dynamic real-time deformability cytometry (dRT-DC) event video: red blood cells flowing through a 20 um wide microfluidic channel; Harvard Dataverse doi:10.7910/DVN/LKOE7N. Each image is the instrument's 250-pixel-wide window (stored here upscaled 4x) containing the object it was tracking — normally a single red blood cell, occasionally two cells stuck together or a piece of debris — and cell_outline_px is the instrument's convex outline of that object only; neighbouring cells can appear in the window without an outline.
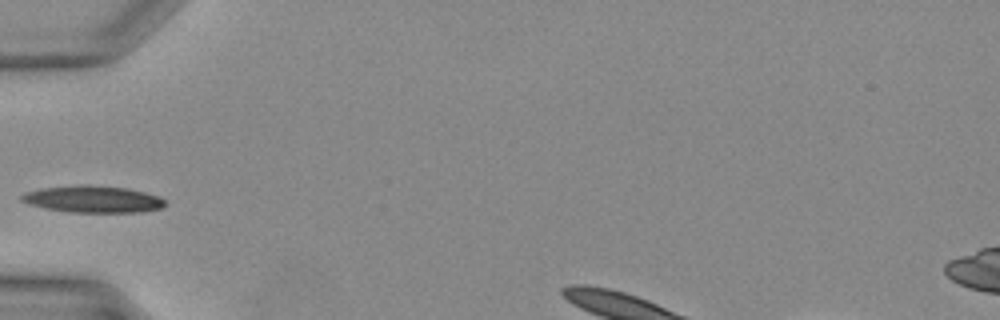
{"species": "Egyptian fruit bat (a non-hibernating species)", "species_latin": "Rousettus aegyptiacus", "temperature_condition": "warm", "stored_images_in_passage": 12, "camera_frame_rate_fps": 3000, "um_per_image_px": 0.085, "animal": {"sex": "female"}, "frame": {"image": 1, "passage_image": 1, "time_ms": 0.0, "image_size_px": [1000, 320], "cell_outline_px": [[168, 204], [160, 208], [140, 212], [68, 212], [44, 208], [20, 200], [20, 196], [24, 192], [40, 188], [76, 184], [92, 184], [128, 188], [160, 196], [168, 200]], "centroid_in_image_um": [7.92, 16.91], "position_along_channel_um": 77.1, "area_um2": 22.89}}
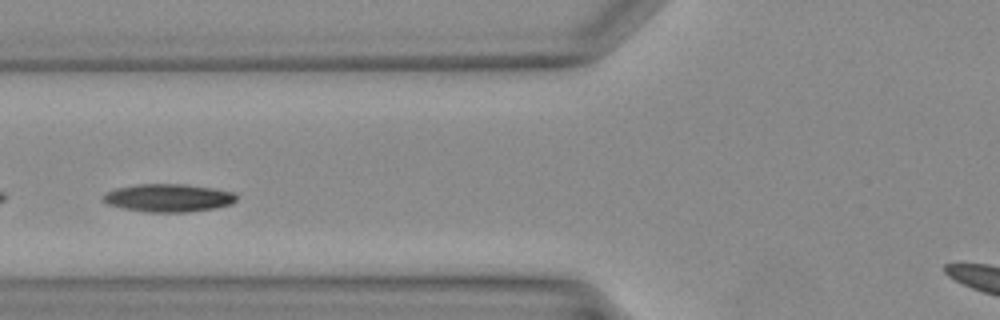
{"frame": {"image": 2, "passage_image": 3, "time_ms": 0.667, "image_size_px": [1000, 320], "cell_outline_px": [[236, 200], [232, 204], [216, 208], [188, 212], [148, 212], [124, 208], [108, 204], [100, 200], [100, 196], [104, 192], [116, 188], [136, 184], [188, 184], [216, 188], [236, 192]], "centroid_in_image_um": [14.31, 16.81], "position_along_channel_um": 111.5, "area_um2": 22.14}}